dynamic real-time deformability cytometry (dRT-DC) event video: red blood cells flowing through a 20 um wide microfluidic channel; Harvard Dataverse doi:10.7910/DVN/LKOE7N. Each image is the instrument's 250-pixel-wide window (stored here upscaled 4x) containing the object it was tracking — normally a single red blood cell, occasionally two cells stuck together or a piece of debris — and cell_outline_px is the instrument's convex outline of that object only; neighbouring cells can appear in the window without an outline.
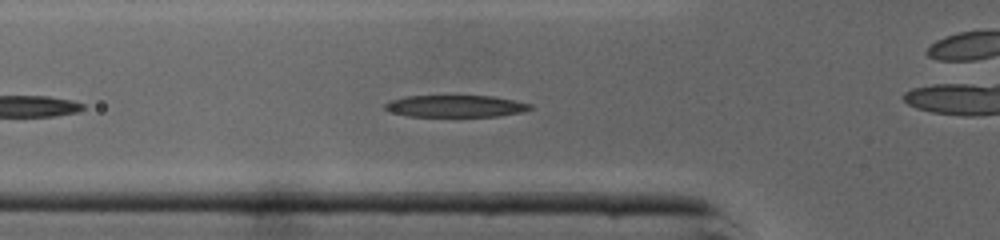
{"species": "common noctule bat (a hibernating species)", "species_latin": "Nyctalus noctula", "temperature_condition": "cold", "stored_images_in_passage": 18, "camera_frame_rate_fps": 3000, "um_per_image_px": 0.085, "animal": {"sex": "male", "body_mass_g": 19.0, "forearm_length_mm": 50.8}, "frame": {"image": 1, "passage_image": 6, "time_ms": 1.667, "image_size_px": [1000, 240], "cell_outline_px": [[532, 108], [524, 112], [496, 116], [408, 116], [392, 112], [384, 108], [384, 104], [388, 100], [404, 96], [492, 96], [532, 104]], "centroid_in_image_um": [38.69, 9.02], "position_along_channel_um": 87.1, "area_um2": 18.5}}